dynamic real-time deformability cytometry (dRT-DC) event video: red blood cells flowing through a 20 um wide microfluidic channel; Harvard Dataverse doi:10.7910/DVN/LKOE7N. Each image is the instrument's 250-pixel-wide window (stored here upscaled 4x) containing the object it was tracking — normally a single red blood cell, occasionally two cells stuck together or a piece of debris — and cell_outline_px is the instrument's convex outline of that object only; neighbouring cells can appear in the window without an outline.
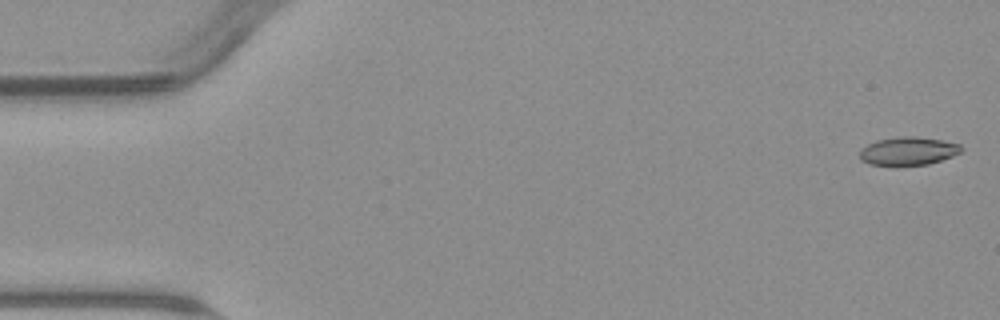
{"species": "common noctule bat (a hibernating species)", "species_latin": "Nyctalus noctula", "temperature_condition": "warm", "stored_images_in_passage": 6, "camera_frame_rate_fps": 3000, "um_per_image_px": 0.085, "animal": {"sex": "male", "body_mass_g": 23.1, "forearm_length_mm": 52.7}, "frame": {"image": 1, "passage_image": 1, "time_ms": 0.0, "image_size_px": [1000, 320], "cell_outline_px": [[964, 148], [960, 152], [952, 156], [928, 164], [868, 164], [860, 160], [860, 148], [876, 140], [904, 136], [912, 136], [940, 140], [960, 144]], "centroid_in_image_um": [77.18, 12.82], "position_along_channel_um": 7.8, "area_um2": 16.36}}
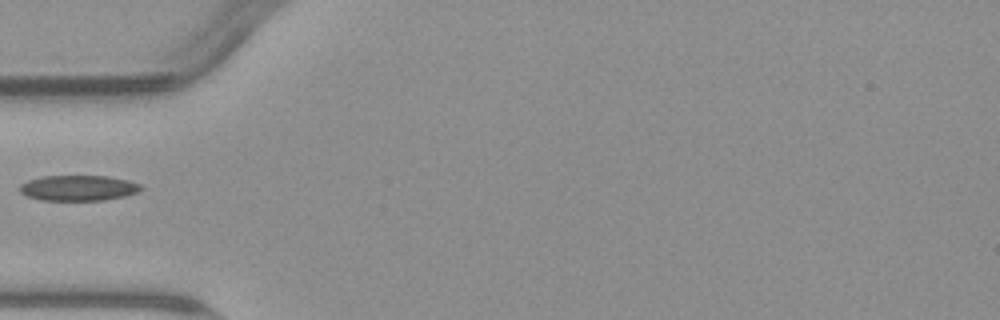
{"frame": {"image": 2, "passage_image": 5, "time_ms": 5.667, "image_size_px": [1000, 320], "cell_outline_px": [[140, 188], [136, 192], [124, 196], [104, 200], [40, 200], [28, 196], [20, 192], [20, 184], [28, 180], [44, 176], [108, 176], [128, 180], [140, 184]], "centroid_in_image_um": [6.63, 15.97], "position_along_channel_um": 78.4, "area_um2": 17.8}}
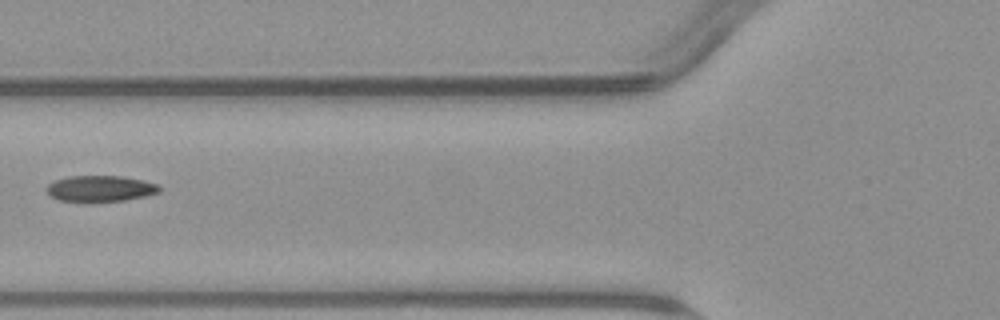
{"frame": {"image": 3, "passage_image": 6, "time_ms": 6.667, "image_size_px": [1000, 320], "cell_outline_px": [[160, 192], [144, 196], [124, 200], [60, 200], [52, 196], [44, 188], [48, 184], [56, 180], [68, 176], [120, 176], [144, 180], [156, 184], [160, 188]], "centroid_in_image_um": [8.53, 16.0], "position_along_channel_um": 117.3, "area_um2": 16.59}}